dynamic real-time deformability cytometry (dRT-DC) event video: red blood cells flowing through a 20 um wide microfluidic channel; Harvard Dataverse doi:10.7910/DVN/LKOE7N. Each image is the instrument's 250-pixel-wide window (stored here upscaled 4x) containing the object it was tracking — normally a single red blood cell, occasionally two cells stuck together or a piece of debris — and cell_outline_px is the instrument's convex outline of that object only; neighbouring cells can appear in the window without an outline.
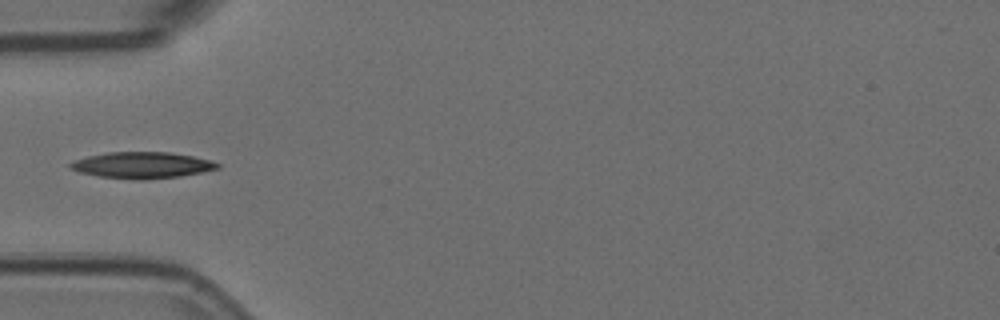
{"species": "Egyptian fruit bat (a non-hibernating species)", "species_latin": "Rousettus aegyptiacus", "temperature_condition": "room temperature", "stored_images_in_passage": 7, "camera_frame_rate_fps": 3000, "um_per_image_px": 0.085, "animal": {"sex": "female"}, "frame": {"image": 1, "passage_image": 5, "time_ms": 1.333, "image_size_px": [1000, 320], "cell_outline_px": [[220, 168], [180, 176], [140, 180], [136, 180], [100, 176], [80, 172], [68, 168], [68, 164], [72, 160], [88, 156], [108, 152], [172, 152], [212, 160], [220, 164]], "centroid_in_image_um": [12.06, 14.03], "position_along_channel_um": 72.9, "area_um2": 22.6}}
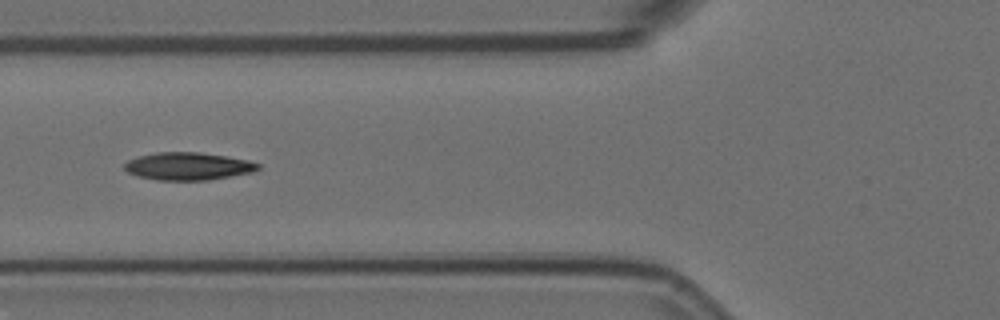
{"frame": {"image": 2, "passage_image": 6, "time_ms": 1.667, "image_size_px": [1000, 320], "cell_outline_px": [[260, 168], [252, 172], [208, 180], [156, 180], [136, 176], [128, 172], [124, 168], [124, 164], [128, 160], [140, 156], [156, 152], [200, 152], [248, 160], [260, 164]], "centroid_in_image_um": [15.96, 14.13], "position_along_channel_um": 109.8, "area_um2": 21.44}}
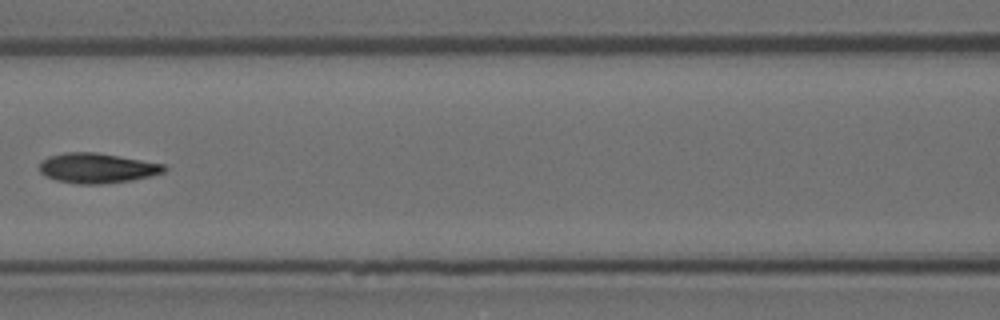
{"frame": {"image": 3, "passage_image": 7, "time_ms": 2.0, "image_size_px": [1000, 320], "cell_outline_px": [[168, 168], [164, 172], [152, 176], [132, 180], [100, 184], [76, 184], [56, 180], [40, 172], [40, 164], [48, 156], [64, 152], [96, 152], [164, 164]], "centroid_in_image_um": [8.27, 14.29], "position_along_channel_um": 158.3, "area_um2": 21.73}}